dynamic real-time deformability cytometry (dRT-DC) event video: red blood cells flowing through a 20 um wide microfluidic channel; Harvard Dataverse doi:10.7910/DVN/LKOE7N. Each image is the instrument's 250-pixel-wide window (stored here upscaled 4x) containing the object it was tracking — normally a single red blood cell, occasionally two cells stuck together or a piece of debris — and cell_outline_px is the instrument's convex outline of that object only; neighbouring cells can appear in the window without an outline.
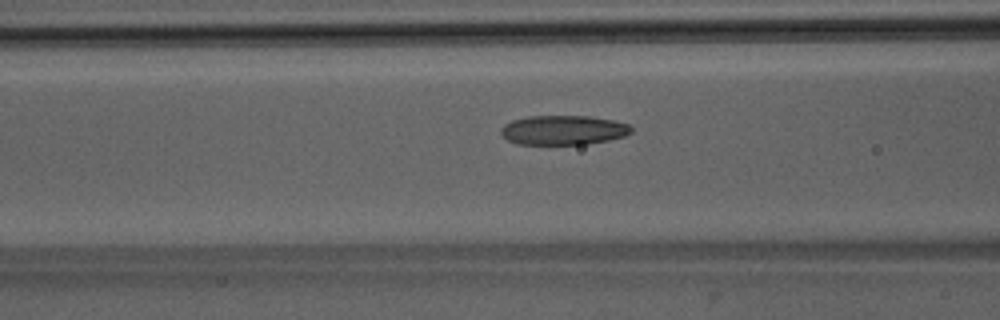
{"species": "Egyptian fruit bat (a non-hibernating species)", "species_latin": "Rousettus aegyptiacus", "temperature_condition": "room temperature", "stored_images_in_passage": 48, "camera_frame_rate_fps": 3000, "um_per_image_px": 0.085, "animal": {"sex": "male"}, "frame": {"image": 1, "passage_image": 17, "time_ms": 5.333, "image_size_px": [1000, 320], "cell_outline_px": [[632, 132], [624, 136], [608, 140], [584, 144], [516, 144], [508, 140], [500, 132], [500, 128], [504, 124], [512, 120], [528, 116], [588, 116], [616, 120], [628, 124], [632, 128]], "centroid_in_image_um": [47.87, 11.05], "position_along_channel_um": 118.7, "area_um2": 22.43}}
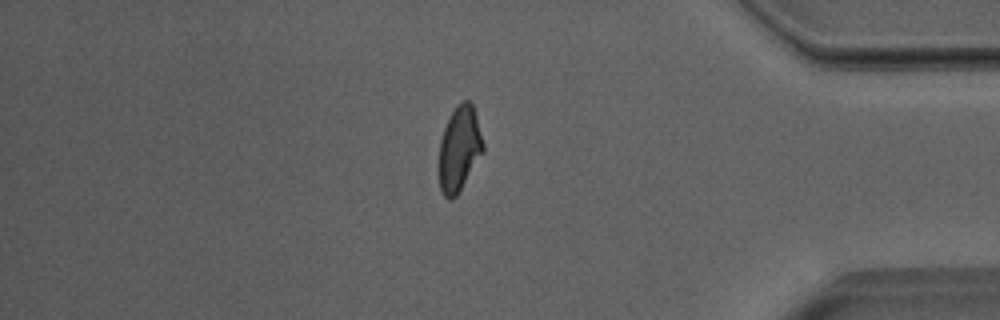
{"frame": {"image": 2, "passage_image": 40, "time_ms": 13.0, "image_size_px": [1000, 320], "cell_outline_px": [[484, 152], [456, 196], [452, 200], [448, 200], [444, 196], [440, 188], [440, 140], [444, 128], [456, 104], [460, 100], [468, 100], [472, 104], [476, 116], [484, 144]], "centroid_in_image_um": [39.06, 12.64], "position_along_channel_um": 396.1, "area_um2": 21.68}}
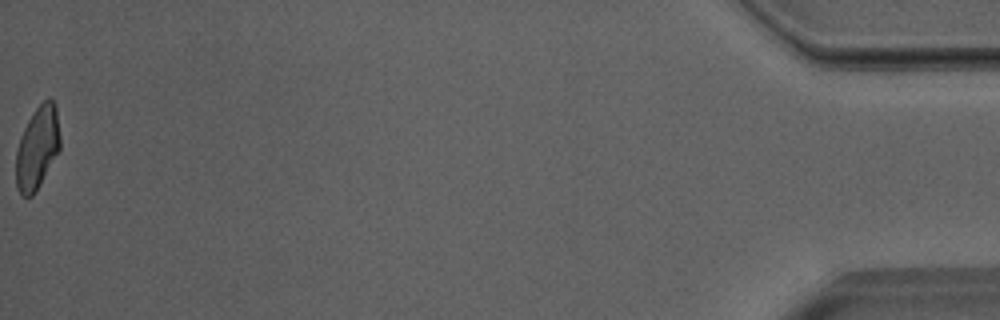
{"frame": {"image": 3, "passage_image": 48, "time_ms": 15.667, "image_size_px": [1000, 320], "cell_outline_px": [[60, 148], [36, 192], [32, 196], [20, 196], [16, 188], [16, 152], [20, 136], [32, 112], [48, 96], [56, 104], [60, 136]], "centroid_in_image_um": [3.17, 12.56], "position_along_channel_um": 432.0, "area_um2": 21.44}, "authors_computed_cell_mechanics": {"area_um2": 22.4553, "velocity_mm_per_s": 4.004, "shape_relaxation_time_tau1_ms": 8.6133, "shape_relaxation_time_tau2_ms": 1.709, "deformation_change_tau1": 0.2165, "deformation_change_tau2": 0.0854}}